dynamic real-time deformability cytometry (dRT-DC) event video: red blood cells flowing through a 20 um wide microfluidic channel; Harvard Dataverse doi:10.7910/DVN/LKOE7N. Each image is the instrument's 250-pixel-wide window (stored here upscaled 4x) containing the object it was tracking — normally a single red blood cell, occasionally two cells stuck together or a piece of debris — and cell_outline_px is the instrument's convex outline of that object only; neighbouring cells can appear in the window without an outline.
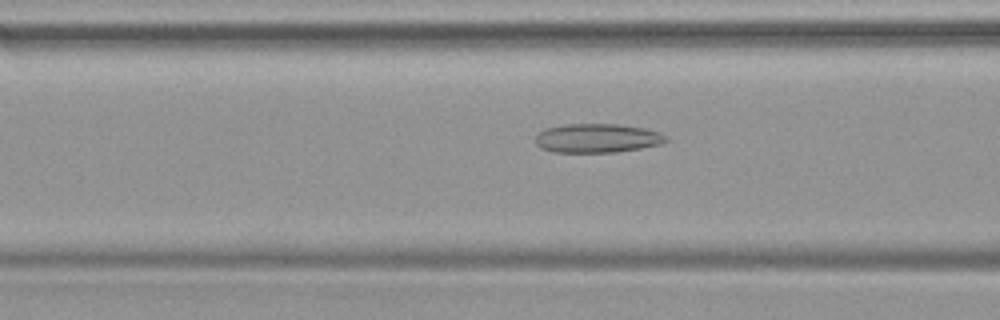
{"species": "common noctule bat (a hibernating species)", "species_latin": "Nyctalus noctula", "temperature_condition": "warm", "stored_images_in_passage": 48, "camera_frame_rate_fps": 3000, "um_per_image_px": 0.085, "animal": {"sex": "female", "body_mass_g": 19.9}, "frame": {"image": 1, "passage_image": 19, "time_ms": 6.0, "image_size_px": [1000, 320], "cell_outline_px": [[668, 140], [660, 144], [640, 148], [616, 152], [552, 152], [540, 148], [536, 144], [536, 136], [544, 128], [564, 124], [616, 124], [644, 128], [660, 132], [668, 136]], "centroid_in_image_um": [50.75, 11.74], "position_along_channel_um": 115.8, "area_um2": 22.14}}
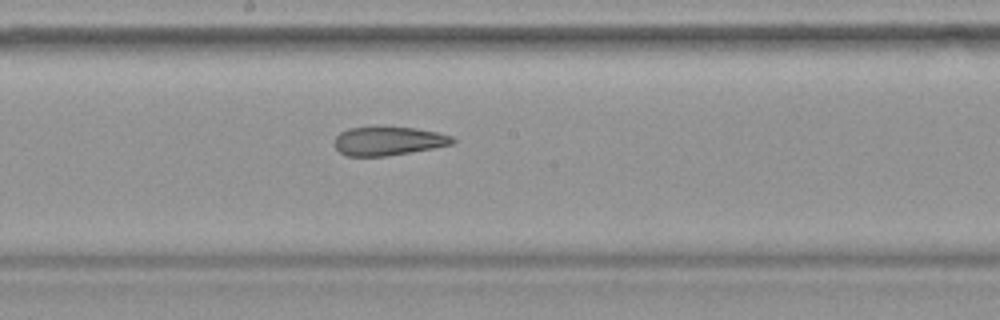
{"frame": {"image": 2, "passage_image": 26, "time_ms": 8.333, "image_size_px": [1000, 320], "cell_outline_px": [[456, 144], [388, 156], [348, 156], [340, 152], [336, 148], [336, 136], [340, 132], [348, 128], [416, 128], [436, 132], [452, 136], [456, 140]], "centroid_in_image_um": [33.06, 12.0], "position_along_channel_um": 215.1, "area_um2": 19.48}}
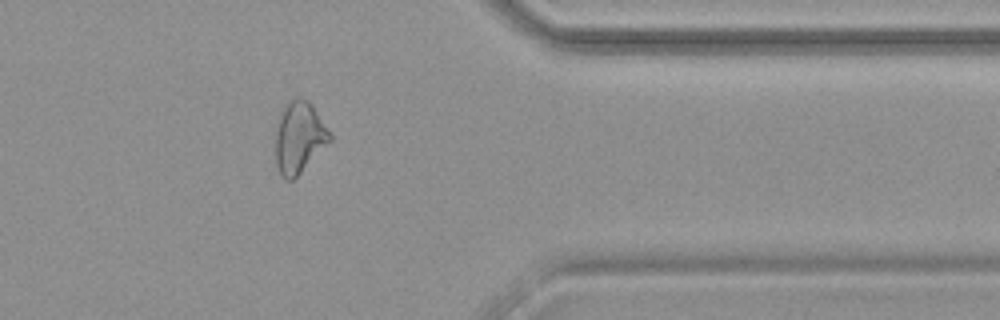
{"frame": {"image": 3, "passage_image": 39, "time_ms": 12.667, "image_size_px": [1000, 320], "cell_outline_px": [[332, 140], [292, 180], [284, 180], [276, 164], [276, 132], [280, 108], [288, 100], [296, 96], [300, 96], [308, 100], [312, 104], [332, 136]], "centroid_in_image_um": [25.41, 11.61], "position_along_channel_um": 386.0, "area_um2": 22.72}}